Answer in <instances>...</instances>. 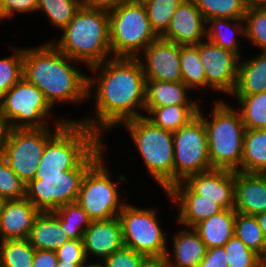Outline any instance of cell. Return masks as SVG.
<instances>
[{"instance_id": "36", "label": "cell", "mask_w": 266, "mask_h": 267, "mask_svg": "<svg viewBox=\"0 0 266 267\" xmlns=\"http://www.w3.org/2000/svg\"><path fill=\"white\" fill-rule=\"evenodd\" d=\"M205 21L213 18L244 19L245 0H193Z\"/></svg>"}, {"instance_id": "55", "label": "cell", "mask_w": 266, "mask_h": 267, "mask_svg": "<svg viewBox=\"0 0 266 267\" xmlns=\"http://www.w3.org/2000/svg\"><path fill=\"white\" fill-rule=\"evenodd\" d=\"M2 203H3V200H2V199H0V209H1V205H2Z\"/></svg>"}, {"instance_id": "23", "label": "cell", "mask_w": 266, "mask_h": 267, "mask_svg": "<svg viewBox=\"0 0 266 267\" xmlns=\"http://www.w3.org/2000/svg\"><path fill=\"white\" fill-rule=\"evenodd\" d=\"M191 90L182 82L146 81L144 108L174 105H200L190 98ZM198 102V103H197Z\"/></svg>"}, {"instance_id": "20", "label": "cell", "mask_w": 266, "mask_h": 267, "mask_svg": "<svg viewBox=\"0 0 266 267\" xmlns=\"http://www.w3.org/2000/svg\"><path fill=\"white\" fill-rule=\"evenodd\" d=\"M40 211L26 198L3 200L0 209V241L28 239Z\"/></svg>"}, {"instance_id": "31", "label": "cell", "mask_w": 266, "mask_h": 267, "mask_svg": "<svg viewBox=\"0 0 266 267\" xmlns=\"http://www.w3.org/2000/svg\"><path fill=\"white\" fill-rule=\"evenodd\" d=\"M239 104L245 129H266V91L250 95H231ZM239 107V108H238Z\"/></svg>"}, {"instance_id": "21", "label": "cell", "mask_w": 266, "mask_h": 267, "mask_svg": "<svg viewBox=\"0 0 266 267\" xmlns=\"http://www.w3.org/2000/svg\"><path fill=\"white\" fill-rule=\"evenodd\" d=\"M234 209L253 215L266 212V176L260 173L235 172Z\"/></svg>"}, {"instance_id": "44", "label": "cell", "mask_w": 266, "mask_h": 267, "mask_svg": "<svg viewBox=\"0 0 266 267\" xmlns=\"http://www.w3.org/2000/svg\"><path fill=\"white\" fill-rule=\"evenodd\" d=\"M38 0H5L0 7V22L11 20L14 14H32L37 12Z\"/></svg>"}, {"instance_id": "17", "label": "cell", "mask_w": 266, "mask_h": 267, "mask_svg": "<svg viewBox=\"0 0 266 267\" xmlns=\"http://www.w3.org/2000/svg\"><path fill=\"white\" fill-rule=\"evenodd\" d=\"M184 182L201 198L214 200L223 209L234 208L235 171L211 169L190 175Z\"/></svg>"}, {"instance_id": "51", "label": "cell", "mask_w": 266, "mask_h": 267, "mask_svg": "<svg viewBox=\"0 0 266 267\" xmlns=\"http://www.w3.org/2000/svg\"><path fill=\"white\" fill-rule=\"evenodd\" d=\"M81 267H105V265L102 261L99 260H96V262L94 263L93 261L91 262L90 260H87Z\"/></svg>"}, {"instance_id": "1", "label": "cell", "mask_w": 266, "mask_h": 267, "mask_svg": "<svg viewBox=\"0 0 266 267\" xmlns=\"http://www.w3.org/2000/svg\"><path fill=\"white\" fill-rule=\"evenodd\" d=\"M88 71L87 97L94 99V112L92 117L89 113L79 118V122L106 140L108 132L144 116L146 80L137 57H111Z\"/></svg>"}, {"instance_id": "32", "label": "cell", "mask_w": 266, "mask_h": 267, "mask_svg": "<svg viewBox=\"0 0 266 267\" xmlns=\"http://www.w3.org/2000/svg\"><path fill=\"white\" fill-rule=\"evenodd\" d=\"M234 235L266 261V240L256 216L236 212Z\"/></svg>"}, {"instance_id": "22", "label": "cell", "mask_w": 266, "mask_h": 267, "mask_svg": "<svg viewBox=\"0 0 266 267\" xmlns=\"http://www.w3.org/2000/svg\"><path fill=\"white\" fill-rule=\"evenodd\" d=\"M181 228L172 236V247L168 243L165 256L167 265L168 267H198L206 255V245L193 228L183 226Z\"/></svg>"}, {"instance_id": "24", "label": "cell", "mask_w": 266, "mask_h": 267, "mask_svg": "<svg viewBox=\"0 0 266 267\" xmlns=\"http://www.w3.org/2000/svg\"><path fill=\"white\" fill-rule=\"evenodd\" d=\"M257 53L247 59L244 56L240 58L237 83L231 95H250L266 91V51Z\"/></svg>"}, {"instance_id": "26", "label": "cell", "mask_w": 266, "mask_h": 267, "mask_svg": "<svg viewBox=\"0 0 266 267\" xmlns=\"http://www.w3.org/2000/svg\"><path fill=\"white\" fill-rule=\"evenodd\" d=\"M28 240L35 250H57L70 240L52 212H40L31 228Z\"/></svg>"}, {"instance_id": "39", "label": "cell", "mask_w": 266, "mask_h": 267, "mask_svg": "<svg viewBox=\"0 0 266 267\" xmlns=\"http://www.w3.org/2000/svg\"><path fill=\"white\" fill-rule=\"evenodd\" d=\"M229 267H264L266 261L233 235L223 246Z\"/></svg>"}, {"instance_id": "15", "label": "cell", "mask_w": 266, "mask_h": 267, "mask_svg": "<svg viewBox=\"0 0 266 267\" xmlns=\"http://www.w3.org/2000/svg\"><path fill=\"white\" fill-rule=\"evenodd\" d=\"M137 58L141 63L146 81H182L180 45L175 42L159 37L151 42Z\"/></svg>"}, {"instance_id": "41", "label": "cell", "mask_w": 266, "mask_h": 267, "mask_svg": "<svg viewBox=\"0 0 266 267\" xmlns=\"http://www.w3.org/2000/svg\"><path fill=\"white\" fill-rule=\"evenodd\" d=\"M26 183L10 168L8 162L0 156V199L12 200L24 198Z\"/></svg>"}, {"instance_id": "5", "label": "cell", "mask_w": 266, "mask_h": 267, "mask_svg": "<svg viewBox=\"0 0 266 267\" xmlns=\"http://www.w3.org/2000/svg\"><path fill=\"white\" fill-rule=\"evenodd\" d=\"M121 126L139 151L146 173L167 192L174 185L173 132L155 126L145 116L128 120Z\"/></svg>"}, {"instance_id": "7", "label": "cell", "mask_w": 266, "mask_h": 267, "mask_svg": "<svg viewBox=\"0 0 266 267\" xmlns=\"http://www.w3.org/2000/svg\"><path fill=\"white\" fill-rule=\"evenodd\" d=\"M105 156L106 152L86 171L76 200L92 221L117 217L127 203L121 198L119 184L128 180L120 172L113 177Z\"/></svg>"}, {"instance_id": "43", "label": "cell", "mask_w": 266, "mask_h": 267, "mask_svg": "<svg viewBox=\"0 0 266 267\" xmlns=\"http://www.w3.org/2000/svg\"><path fill=\"white\" fill-rule=\"evenodd\" d=\"M58 261L84 264L87 261L83 239H70L56 250Z\"/></svg>"}, {"instance_id": "45", "label": "cell", "mask_w": 266, "mask_h": 267, "mask_svg": "<svg viewBox=\"0 0 266 267\" xmlns=\"http://www.w3.org/2000/svg\"><path fill=\"white\" fill-rule=\"evenodd\" d=\"M198 267H229L223 247L209 248Z\"/></svg>"}, {"instance_id": "18", "label": "cell", "mask_w": 266, "mask_h": 267, "mask_svg": "<svg viewBox=\"0 0 266 267\" xmlns=\"http://www.w3.org/2000/svg\"><path fill=\"white\" fill-rule=\"evenodd\" d=\"M161 38L178 45H197L206 39V21L193 0H183Z\"/></svg>"}, {"instance_id": "4", "label": "cell", "mask_w": 266, "mask_h": 267, "mask_svg": "<svg viewBox=\"0 0 266 267\" xmlns=\"http://www.w3.org/2000/svg\"><path fill=\"white\" fill-rule=\"evenodd\" d=\"M222 98L214 100L210 107L211 118L205 116L201 104L197 115L205 125L212 169L241 172L245 127L236 106Z\"/></svg>"}, {"instance_id": "29", "label": "cell", "mask_w": 266, "mask_h": 267, "mask_svg": "<svg viewBox=\"0 0 266 267\" xmlns=\"http://www.w3.org/2000/svg\"><path fill=\"white\" fill-rule=\"evenodd\" d=\"M266 171V129H245L242 149L241 172Z\"/></svg>"}, {"instance_id": "16", "label": "cell", "mask_w": 266, "mask_h": 267, "mask_svg": "<svg viewBox=\"0 0 266 267\" xmlns=\"http://www.w3.org/2000/svg\"><path fill=\"white\" fill-rule=\"evenodd\" d=\"M166 198L174 206H178L176 223L179 226L193 228L196 224L224 210L214 200L203 199L196 194L184 181L173 185L167 192Z\"/></svg>"}, {"instance_id": "49", "label": "cell", "mask_w": 266, "mask_h": 267, "mask_svg": "<svg viewBox=\"0 0 266 267\" xmlns=\"http://www.w3.org/2000/svg\"><path fill=\"white\" fill-rule=\"evenodd\" d=\"M141 267H168L165 257L148 258Z\"/></svg>"}, {"instance_id": "54", "label": "cell", "mask_w": 266, "mask_h": 267, "mask_svg": "<svg viewBox=\"0 0 266 267\" xmlns=\"http://www.w3.org/2000/svg\"><path fill=\"white\" fill-rule=\"evenodd\" d=\"M5 0H0V7L4 4Z\"/></svg>"}, {"instance_id": "35", "label": "cell", "mask_w": 266, "mask_h": 267, "mask_svg": "<svg viewBox=\"0 0 266 267\" xmlns=\"http://www.w3.org/2000/svg\"><path fill=\"white\" fill-rule=\"evenodd\" d=\"M34 254L28 239L0 241V267H32Z\"/></svg>"}, {"instance_id": "38", "label": "cell", "mask_w": 266, "mask_h": 267, "mask_svg": "<svg viewBox=\"0 0 266 267\" xmlns=\"http://www.w3.org/2000/svg\"><path fill=\"white\" fill-rule=\"evenodd\" d=\"M245 40L266 51V5L248 6L244 16Z\"/></svg>"}, {"instance_id": "48", "label": "cell", "mask_w": 266, "mask_h": 267, "mask_svg": "<svg viewBox=\"0 0 266 267\" xmlns=\"http://www.w3.org/2000/svg\"><path fill=\"white\" fill-rule=\"evenodd\" d=\"M11 123L3 116L0 111V156L3 155L7 141L9 140L11 131Z\"/></svg>"}, {"instance_id": "11", "label": "cell", "mask_w": 266, "mask_h": 267, "mask_svg": "<svg viewBox=\"0 0 266 267\" xmlns=\"http://www.w3.org/2000/svg\"><path fill=\"white\" fill-rule=\"evenodd\" d=\"M157 209L139 207L126 203L118 217L122 226V239L125 247L131 248L148 258L166 256L169 238L161 227Z\"/></svg>"}, {"instance_id": "3", "label": "cell", "mask_w": 266, "mask_h": 267, "mask_svg": "<svg viewBox=\"0 0 266 267\" xmlns=\"http://www.w3.org/2000/svg\"><path fill=\"white\" fill-rule=\"evenodd\" d=\"M59 39L49 40L60 52L82 63L86 69L112 56L110 49L109 14L103 10L80 7L61 31Z\"/></svg>"}, {"instance_id": "19", "label": "cell", "mask_w": 266, "mask_h": 267, "mask_svg": "<svg viewBox=\"0 0 266 267\" xmlns=\"http://www.w3.org/2000/svg\"><path fill=\"white\" fill-rule=\"evenodd\" d=\"M84 252L87 260L91 256L102 261L123 245L122 226L119 217L91 221L83 236Z\"/></svg>"}, {"instance_id": "10", "label": "cell", "mask_w": 266, "mask_h": 267, "mask_svg": "<svg viewBox=\"0 0 266 267\" xmlns=\"http://www.w3.org/2000/svg\"><path fill=\"white\" fill-rule=\"evenodd\" d=\"M108 14L113 57H137L151 42L159 38L152 29L142 2H122Z\"/></svg>"}, {"instance_id": "27", "label": "cell", "mask_w": 266, "mask_h": 267, "mask_svg": "<svg viewBox=\"0 0 266 267\" xmlns=\"http://www.w3.org/2000/svg\"><path fill=\"white\" fill-rule=\"evenodd\" d=\"M240 36L245 38L244 19L213 18L206 21V39L241 58L244 54L240 51L243 46L238 41Z\"/></svg>"}, {"instance_id": "47", "label": "cell", "mask_w": 266, "mask_h": 267, "mask_svg": "<svg viewBox=\"0 0 266 267\" xmlns=\"http://www.w3.org/2000/svg\"><path fill=\"white\" fill-rule=\"evenodd\" d=\"M129 0H81V7L110 12L122 2Z\"/></svg>"}, {"instance_id": "40", "label": "cell", "mask_w": 266, "mask_h": 267, "mask_svg": "<svg viewBox=\"0 0 266 267\" xmlns=\"http://www.w3.org/2000/svg\"><path fill=\"white\" fill-rule=\"evenodd\" d=\"M12 54L0 59V98L22 77L23 67V48L10 47Z\"/></svg>"}, {"instance_id": "33", "label": "cell", "mask_w": 266, "mask_h": 267, "mask_svg": "<svg viewBox=\"0 0 266 267\" xmlns=\"http://www.w3.org/2000/svg\"><path fill=\"white\" fill-rule=\"evenodd\" d=\"M52 213L60 220L61 228L69 239H83L92 221L77 202L62 205Z\"/></svg>"}, {"instance_id": "56", "label": "cell", "mask_w": 266, "mask_h": 267, "mask_svg": "<svg viewBox=\"0 0 266 267\" xmlns=\"http://www.w3.org/2000/svg\"><path fill=\"white\" fill-rule=\"evenodd\" d=\"M133 1L143 2V1H146V0H133Z\"/></svg>"}, {"instance_id": "37", "label": "cell", "mask_w": 266, "mask_h": 267, "mask_svg": "<svg viewBox=\"0 0 266 267\" xmlns=\"http://www.w3.org/2000/svg\"><path fill=\"white\" fill-rule=\"evenodd\" d=\"M183 0H146L148 20L154 32L161 37L168 29L172 16Z\"/></svg>"}, {"instance_id": "46", "label": "cell", "mask_w": 266, "mask_h": 267, "mask_svg": "<svg viewBox=\"0 0 266 267\" xmlns=\"http://www.w3.org/2000/svg\"><path fill=\"white\" fill-rule=\"evenodd\" d=\"M57 263L55 250H35L32 267H57Z\"/></svg>"}, {"instance_id": "14", "label": "cell", "mask_w": 266, "mask_h": 267, "mask_svg": "<svg viewBox=\"0 0 266 267\" xmlns=\"http://www.w3.org/2000/svg\"><path fill=\"white\" fill-rule=\"evenodd\" d=\"M198 54L205 69L206 89L219 94L231 96L237 83L240 57L215 45L208 39L196 45Z\"/></svg>"}, {"instance_id": "2", "label": "cell", "mask_w": 266, "mask_h": 267, "mask_svg": "<svg viewBox=\"0 0 266 267\" xmlns=\"http://www.w3.org/2000/svg\"><path fill=\"white\" fill-rule=\"evenodd\" d=\"M77 65L83 64L60 52L48 40L39 46L23 47V77L44 94L54 113L58 103L79 106L88 101V75Z\"/></svg>"}, {"instance_id": "34", "label": "cell", "mask_w": 266, "mask_h": 267, "mask_svg": "<svg viewBox=\"0 0 266 267\" xmlns=\"http://www.w3.org/2000/svg\"><path fill=\"white\" fill-rule=\"evenodd\" d=\"M80 7L81 0H38L37 12H42L50 25L61 31L73 19Z\"/></svg>"}, {"instance_id": "53", "label": "cell", "mask_w": 266, "mask_h": 267, "mask_svg": "<svg viewBox=\"0 0 266 267\" xmlns=\"http://www.w3.org/2000/svg\"><path fill=\"white\" fill-rule=\"evenodd\" d=\"M83 264H72L64 261H58L57 267H81Z\"/></svg>"}, {"instance_id": "8", "label": "cell", "mask_w": 266, "mask_h": 267, "mask_svg": "<svg viewBox=\"0 0 266 267\" xmlns=\"http://www.w3.org/2000/svg\"><path fill=\"white\" fill-rule=\"evenodd\" d=\"M102 139L79 121H67L46 143L35 175L74 169Z\"/></svg>"}, {"instance_id": "52", "label": "cell", "mask_w": 266, "mask_h": 267, "mask_svg": "<svg viewBox=\"0 0 266 267\" xmlns=\"http://www.w3.org/2000/svg\"><path fill=\"white\" fill-rule=\"evenodd\" d=\"M248 6H262L266 5V0H245Z\"/></svg>"}, {"instance_id": "42", "label": "cell", "mask_w": 266, "mask_h": 267, "mask_svg": "<svg viewBox=\"0 0 266 267\" xmlns=\"http://www.w3.org/2000/svg\"><path fill=\"white\" fill-rule=\"evenodd\" d=\"M148 259L144 254L123 246L102 260L105 267H141Z\"/></svg>"}, {"instance_id": "30", "label": "cell", "mask_w": 266, "mask_h": 267, "mask_svg": "<svg viewBox=\"0 0 266 267\" xmlns=\"http://www.w3.org/2000/svg\"><path fill=\"white\" fill-rule=\"evenodd\" d=\"M182 82L193 92L206 91L205 69L196 45H180Z\"/></svg>"}, {"instance_id": "28", "label": "cell", "mask_w": 266, "mask_h": 267, "mask_svg": "<svg viewBox=\"0 0 266 267\" xmlns=\"http://www.w3.org/2000/svg\"><path fill=\"white\" fill-rule=\"evenodd\" d=\"M199 107L200 105H174L144 108V116L155 126L175 132L197 116Z\"/></svg>"}, {"instance_id": "13", "label": "cell", "mask_w": 266, "mask_h": 267, "mask_svg": "<svg viewBox=\"0 0 266 267\" xmlns=\"http://www.w3.org/2000/svg\"><path fill=\"white\" fill-rule=\"evenodd\" d=\"M62 126L12 129L2 157L26 184L35 177L47 141Z\"/></svg>"}, {"instance_id": "50", "label": "cell", "mask_w": 266, "mask_h": 267, "mask_svg": "<svg viewBox=\"0 0 266 267\" xmlns=\"http://www.w3.org/2000/svg\"><path fill=\"white\" fill-rule=\"evenodd\" d=\"M260 228L263 232L264 238L266 240V212L256 215Z\"/></svg>"}, {"instance_id": "6", "label": "cell", "mask_w": 266, "mask_h": 267, "mask_svg": "<svg viewBox=\"0 0 266 267\" xmlns=\"http://www.w3.org/2000/svg\"><path fill=\"white\" fill-rule=\"evenodd\" d=\"M102 140L74 169L61 174L35 175L26 184L25 197L40 211L52 212L67 203L76 202L82 179L88 168L105 152Z\"/></svg>"}, {"instance_id": "25", "label": "cell", "mask_w": 266, "mask_h": 267, "mask_svg": "<svg viewBox=\"0 0 266 267\" xmlns=\"http://www.w3.org/2000/svg\"><path fill=\"white\" fill-rule=\"evenodd\" d=\"M235 209H224L196 224L193 229L199 234L206 248L223 247L234 235Z\"/></svg>"}, {"instance_id": "9", "label": "cell", "mask_w": 266, "mask_h": 267, "mask_svg": "<svg viewBox=\"0 0 266 267\" xmlns=\"http://www.w3.org/2000/svg\"><path fill=\"white\" fill-rule=\"evenodd\" d=\"M53 109L44 94L24 77L0 98V111L13 129L46 128L78 121L66 116L54 118Z\"/></svg>"}, {"instance_id": "12", "label": "cell", "mask_w": 266, "mask_h": 267, "mask_svg": "<svg viewBox=\"0 0 266 267\" xmlns=\"http://www.w3.org/2000/svg\"><path fill=\"white\" fill-rule=\"evenodd\" d=\"M173 143L174 185L190 175L212 169L205 125L198 115L173 132Z\"/></svg>"}]
</instances>
